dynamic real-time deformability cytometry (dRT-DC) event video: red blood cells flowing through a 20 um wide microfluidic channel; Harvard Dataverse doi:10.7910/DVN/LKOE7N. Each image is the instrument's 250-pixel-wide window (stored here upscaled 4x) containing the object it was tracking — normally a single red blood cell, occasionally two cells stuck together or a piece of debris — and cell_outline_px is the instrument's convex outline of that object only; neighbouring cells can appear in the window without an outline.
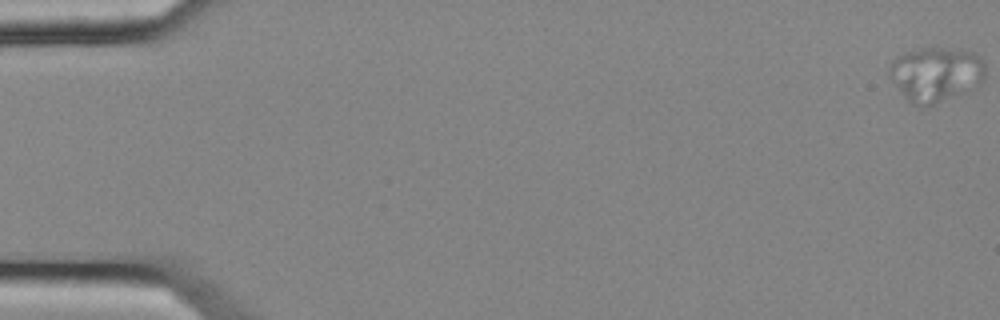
{"species": "common noctule bat (a hibernating species)", "species_latin": "Nyctalus noctula", "temperature_condition": "cold", "stored_images_in_passage": 57, "camera_frame_rate_fps": 3000, "um_per_image_px": 0.085, "animal": {"sex": "female", "body_mass_g": 25.1}, "frame": {"image": 1, "passage_image": 1, "time_ms": 0.0, "image_size_px": [1000, 320], "cell_outline_px": [[984, 76], [980, 80], [932, 104], [912, 104], [908, 100], [888, 76], [888, 68], [900, 56], [908, 52], [924, 48], [936, 48], [976, 52], [984, 60]], "centroid_in_image_um": [79.49, 6.24], "position_along_channel_um": 5.5, "area_um2": 28.73}}
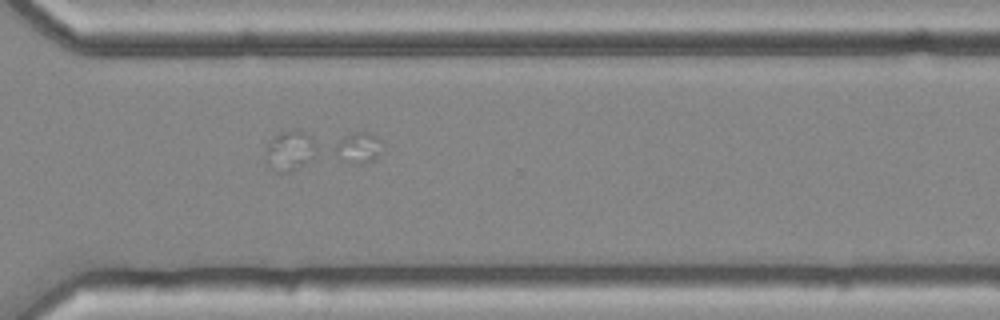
{"frame": {"image": 2, "passage_image": 42, "time_ms": 13.667, "image_size_px": [1000, 320], "cell_outline_px": [[380, 152], [372, 160], [360, 164], [288, 172], [276, 172], [268, 164], [268, 140], [272, 136], [280, 132], [368, 132], [376, 136]], "centroid_in_image_um": [27.21, 12.76], "position_along_channel_um": 343.4, "area_um2": 27.51}}
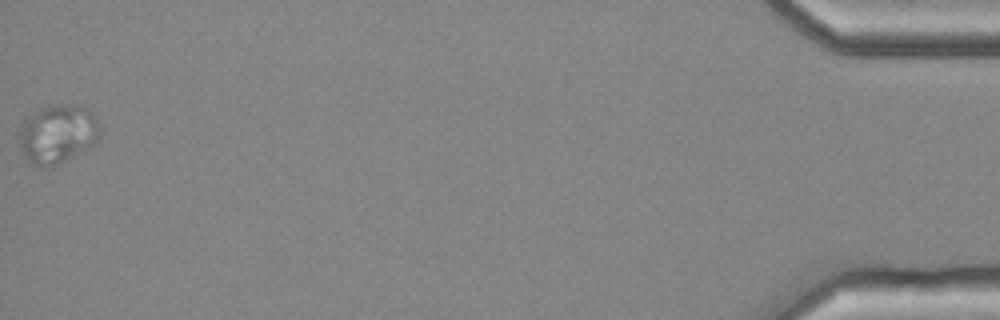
{"frame": {"image": 3, "passage_image": 57, "time_ms": 18.667, "image_size_px": [1000, 320], "cell_outline_px": [[100, 136], [88, 148], [56, 164], [36, 164], [28, 160], [24, 156], [20, 148], [20, 132], [24, 120], [40, 108], [68, 104], [72, 104], [84, 108], [96, 116], [100, 124]], "centroid_in_image_um": [4.92, 11.35], "position_along_channel_um": 430.3, "area_um2": 26.76}}